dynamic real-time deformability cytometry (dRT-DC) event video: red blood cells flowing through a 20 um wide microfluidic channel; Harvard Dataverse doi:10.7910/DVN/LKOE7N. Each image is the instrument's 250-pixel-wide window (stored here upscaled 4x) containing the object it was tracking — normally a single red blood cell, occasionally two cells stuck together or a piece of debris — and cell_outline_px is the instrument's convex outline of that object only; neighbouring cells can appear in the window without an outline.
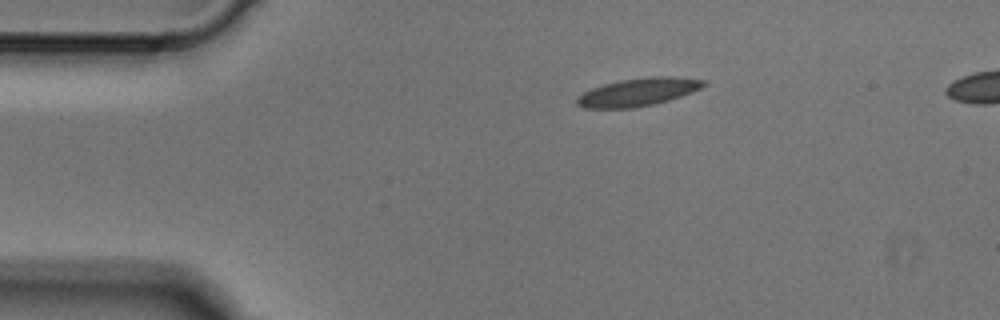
{"species": "Egyptian fruit bat (a non-hibernating species)", "species_latin": "Rousettus aegyptiacus", "temperature_condition": "cold", "stored_images_in_passage": 3, "camera_frame_rate_fps": 3000, "um_per_image_px": 0.085, "animal": {"sex": "male"}, "frame": {"image": 1, "passage_image": 1, "time_ms": 0.0, "image_size_px": [1000, 320], "cell_outline_px": [[708, 84], [692, 92], [668, 100], [652, 104], [632, 108], [584, 108], [576, 104], [576, 96], [592, 88], [604, 84], [620, 80], [652, 76], [676, 76], [704, 80]], "centroid_in_image_um": [54.23, 7.82], "position_along_channel_um": 30.8, "area_um2": 20.58}}